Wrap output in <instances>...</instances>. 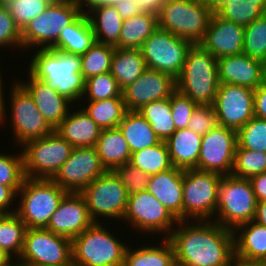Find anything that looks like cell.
Segmentation results:
<instances>
[{"label": "cell", "mask_w": 266, "mask_h": 266, "mask_svg": "<svg viewBox=\"0 0 266 266\" xmlns=\"http://www.w3.org/2000/svg\"><path fill=\"white\" fill-rule=\"evenodd\" d=\"M113 171L125 186L128 195L148 189L150 175L139 170L129 162L122 164Z\"/></svg>", "instance_id": "7dc6e473"}, {"label": "cell", "mask_w": 266, "mask_h": 266, "mask_svg": "<svg viewBox=\"0 0 266 266\" xmlns=\"http://www.w3.org/2000/svg\"><path fill=\"white\" fill-rule=\"evenodd\" d=\"M27 226L14 213L0 214V248L11 258L21 256Z\"/></svg>", "instance_id": "74e56055"}, {"label": "cell", "mask_w": 266, "mask_h": 266, "mask_svg": "<svg viewBox=\"0 0 266 266\" xmlns=\"http://www.w3.org/2000/svg\"><path fill=\"white\" fill-rule=\"evenodd\" d=\"M105 171L96 147H74L52 180L67 192L81 193Z\"/></svg>", "instance_id": "2e32d148"}, {"label": "cell", "mask_w": 266, "mask_h": 266, "mask_svg": "<svg viewBox=\"0 0 266 266\" xmlns=\"http://www.w3.org/2000/svg\"><path fill=\"white\" fill-rule=\"evenodd\" d=\"M217 124L238 131L254 115V90L245 86L219 84L214 102Z\"/></svg>", "instance_id": "ac0fdd59"}, {"label": "cell", "mask_w": 266, "mask_h": 266, "mask_svg": "<svg viewBox=\"0 0 266 266\" xmlns=\"http://www.w3.org/2000/svg\"><path fill=\"white\" fill-rule=\"evenodd\" d=\"M95 147L106 171H113L130 161L132 152L119 128L101 130Z\"/></svg>", "instance_id": "83f0119b"}, {"label": "cell", "mask_w": 266, "mask_h": 266, "mask_svg": "<svg viewBox=\"0 0 266 266\" xmlns=\"http://www.w3.org/2000/svg\"><path fill=\"white\" fill-rule=\"evenodd\" d=\"M146 69L140 49L115 48L110 73L121 90L132 84Z\"/></svg>", "instance_id": "d6a6232c"}, {"label": "cell", "mask_w": 266, "mask_h": 266, "mask_svg": "<svg viewBox=\"0 0 266 266\" xmlns=\"http://www.w3.org/2000/svg\"><path fill=\"white\" fill-rule=\"evenodd\" d=\"M233 236L235 259L266 262V226L252 220L236 227Z\"/></svg>", "instance_id": "484cf974"}, {"label": "cell", "mask_w": 266, "mask_h": 266, "mask_svg": "<svg viewBox=\"0 0 266 266\" xmlns=\"http://www.w3.org/2000/svg\"><path fill=\"white\" fill-rule=\"evenodd\" d=\"M10 46L23 49L21 30L16 25L7 6L0 3V48Z\"/></svg>", "instance_id": "c3c4849f"}, {"label": "cell", "mask_w": 266, "mask_h": 266, "mask_svg": "<svg viewBox=\"0 0 266 266\" xmlns=\"http://www.w3.org/2000/svg\"><path fill=\"white\" fill-rule=\"evenodd\" d=\"M266 172V152L241 149L236 147L231 175L250 179Z\"/></svg>", "instance_id": "60d3db41"}, {"label": "cell", "mask_w": 266, "mask_h": 266, "mask_svg": "<svg viewBox=\"0 0 266 266\" xmlns=\"http://www.w3.org/2000/svg\"><path fill=\"white\" fill-rule=\"evenodd\" d=\"M81 194L85 198L90 217L94 222H102L104 218L105 221L106 218L122 221L127 209L128 194L114 171H105Z\"/></svg>", "instance_id": "7c38bea8"}, {"label": "cell", "mask_w": 266, "mask_h": 266, "mask_svg": "<svg viewBox=\"0 0 266 266\" xmlns=\"http://www.w3.org/2000/svg\"><path fill=\"white\" fill-rule=\"evenodd\" d=\"M16 198L17 193L10 186L0 184V214L14 213L16 211V205L15 207L13 205L16 203L13 201Z\"/></svg>", "instance_id": "816d5d0a"}, {"label": "cell", "mask_w": 266, "mask_h": 266, "mask_svg": "<svg viewBox=\"0 0 266 266\" xmlns=\"http://www.w3.org/2000/svg\"><path fill=\"white\" fill-rule=\"evenodd\" d=\"M143 11L158 14L160 7L166 0H136Z\"/></svg>", "instance_id": "9f6ffc18"}, {"label": "cell", "mask_w": 266, "mask_h": 266, "mask_svg": "<svg viewBox=\"0 0 266 266\" xmlns=\"http://www.w3.org/2000/svg\"><path fill=\"white\" fill-rule=\"evenodd\" d=\"M120 0H81L82 7L114 6Z\"/></svg>", "instance_id": "91938a15"}, {"label": "cell", "mask_w": 266, "mask_h": 266, "mask_svg": "<svg viewBox=\"0 0 266 266\" xmlns=\"http://www.w3.org/2000/svg\"><path fill=\"white\" fill-rule=\"evenodd\" d=\"M19 258L25 266H73L72 240L46 228H27Z\"/></svg>", "instance_id": "4fadbf2b"}, {"label": "cell", "mask_w": 266, "mask_h": 266, "mask_svg": "<svg viewBox=\"0 0 266 266\" xmlns=\"http://www.w3.org/2000/svg\"><path fill=\"white\" fill-rule=\"evenodd\" d=\"M85 107L81 106L83 111L101 128H118L128 111L123 98H109L87 102Z\"/></svg>", "instance_id": "e575fe53"}, {"label": "cell", "mask_w": 266, "mask_h": 266, "mask_svg": "<svg viewBox=\"0 0 266 266\" xmlns=\"http://www.w3.org/2000/svg\"><path fill=\"white\" fill-rule=\"evenodd\" d=\"M93 223L84 196L68 192L52 214L46 229L73 240Z\"/></svg>", "instance_id": "ffe728a7"}, {"label": "cell", "mask_w": 266, "mask_h": 266, "mask_svg": "<svg viewBox=\"0 0 266 266\" xmlns=\"http://www.w3.org/2000/svg\"><path fill=\"white\" fill-rule=\"evenodd\" d=\"M168 237L176 266H233V231L213 220L179 221Z\"/></svg>", "instance_id": "6da1fadb"}, {"label": "cell", "mask_w": 266, "mask_h": 266, "mask_svg": "<svg viewBox=\"0 0 266 266\" xmlns=\"http://www.w3.org/2000/svg\"><path fill=\"white\" fill-rule=\"evenodd\" d=\"M2 79H4L3 78V76H2V74H1V72H0V123H2V125L4 124L5 125V120H7L6 118V116H7V111H6V108L5 107H7L6 105H5V93L6 92H4V86H3V84L4 83H2L3 82V80ZM4 93V94H3Z\"/></svg>", "instance_id": "680465c9"}, {"label": "cell", "mask_w": 266, "mask_h": 266, "mask_svg": "<svg viewBox=\"0 0 266 266\" xmlns=\"http://www.w3.org/2000/svg\"><path fill=\"white\" fill-rule=\"evenodd\" d=\"M183 172L173 166L150 175L147 189L179 221H183Z\"/></svg>", "instance_id": "cb8c5ba5"}, {"label": "cell", "mask_w": 266, "mask_h": 266, "mask_svg": "<svg viewBox=\"0 0 266 266\" xmlns=\"http://www.w3.org/2000/svg\"><path fill=\"white\" fill-rule=\"evenodd\" d=\"M114 51V46L96 41L87 52L80 55L83 78L87 80L89 77L110 72Z\"/></svg>", "instance_id": "ab89813d"}, {"label": "cell", "mask_w": 266, "mask_h": 266, "mask_svg": "<svg viewBox=\"0 0 266 266\" xmlns=\"http://www.w3.org/2000/svg\"><path fill=\"white\" fill-rule=\"evenodd\" d=\"M0 153V184L10 186L16 193L26 178L22 151L18 154Z\"/></svg>", "instance_id": "f6af8a7d"}, {"label": "cell", "mask_w": 266, "mask_h": 266, "mask_svg": "<svg viewBox=\"0 0 266 266\" xmlns=\"http://www.w3.org/2000/svg\"><path fill=\"white\" fill-rule=\"evenodd\" d=\"M82 13L80 2L53 0L43 13L21 31L23 51L30 48L35 51L37 47L50 49L58 41L63 28L72 24Z\"/></svg>", "instance_id": "8992f818"}, {"label": "cell", "mask_w": 266, "mask_h": 266, "mask_svg": "<svg viewBox=\"0 0 266 266\" xmlns=\"http://www.w3.org/2000/svg\"><path fill=\"white\" fill-rule=\"evenodd\" d=\"M26 79L28 81L25 80L24 82L20 78L18 82L30 94L47 123L55 129L64 120L71 109L70 107L74 104L56 90L48 87L44 81L32 78L29 74Z\"/></svg>", "instance_id": "603a6c76"}, {"label": "cell", "mask_w": 266, "mask_h": 266, "mask_svg": "<svg viewBox=\"0 0 266 266\" xmlns=\"http://www.w3.org/2000/svg\"><path fill=\"white\" fill-rule=\"evenodd\" d=\"M206 4L213 12H215L220 6H222L227 0H201Z\"/></svg>", "instance_id": "6125c7cd"}, {"label": "cell", "mask_w": 266, "mask_h": 266, "mask_svg": "<svg viewBox=\"0 0 266 266\" xmlns=\"http://www.w3.org/2000/svg\"><path fill=\"white\" fill-rule=\"evenodd\" d=\"M73 109L54 130L73 147H95L101 128L82 108Z\"/></svg>", "instance_id": "d4e9b609"}, {"label": "cell", "mask_w": 266, "mask_h": 266, "mask_svg": "<svg viewBox=\"0 0 266 266\" xmlns=\"http://www.w3.org/2000/svg\"><path fill=\"white\" fill-rule=\"evenodd\" d=\"M254 115L266 120V81L254 90Z\"/></svg>", "instance_id": "db71d44e"}, {"label": "cell", "mask_w": 266, "mask_h": 266, "mask_svg": "<svg viewBox=\"0 0 266 266\" xmlns=\"http://www.w3.org/2000/svg\"><path fill=\"white\" fill-rule=\"evenodd\" d=\"M157 28V14L143 11L129 19L123 20L118 43L114 47L139 49Z\"/></svg>", "instance_id": "4dcf8cb0"}, {"label": "cell", "mask_w": 266, "mask_h": 266, "mask_svg": "<svg viewBox=\"0 0 266 266\" xmlns=\"http://www.w3.org/2000/svg\"><path fill=\"white\" fill-rule=\"evenodd\" d=\"M123 20L129 19L143 12L141 6L136 0H120L114 5Z\"/></svg>", "instance_id": "f5cc1de1"}, {"label": "cell", "mask_w": 266, "mask_h": 266, "mask_svg": "<svg viewBox=\"0 0 266 266\" xmlns=\"http://www.w3.org/2000/svg\"><path fill=\"white\" fill-rule=\"evenodd\" d=\"M159 244V245H158ZM142 246V247H141ZM136 249L127 247L124 266H175L174 248L168 238H163L162 243L145 245L141 244Z\"/></svg>", "instance_id": "1f68e13d"}, {"label": "cell", "mask_w": 266, "mask_h": 266, "mask_svg": "<svg viewBox=\"0 0 266 266\" xmlns=\"http://www.w3.org/2000/svg\"><path fill=\"white\" fill-rule=\"evenodd\" d=\"M175 90L176 80L171 75L147 68L122 90V97L128 111H138L152 101L170 98Z\"/></svg>", "instance_id": "d6986e66"}, {"label": "cell", "mask_w": 266, "mask_h": 266, "mask_svg": "<svg viewBox=\"0 0 266 266\" xmlns=\"http://www.w3.org/2000/svg\"><path fill=\"white\" fill-rule=\"evenodd\" d=\"M243 53L266 62V14L244 27Z\"/></svg>", "instance_id": "7bdbcfd3"}, {"label": "cell", "mask_w": 266, "mask_h": 266, "mask_svg": "<svg viewBox=\"0 0 266 266\" xmlns=\"http://www.w3.org/2000/svg\"><path fill=\"white\" fill-rule=\"evenodd\" d=\"M8 0H0V3H6Z\"/></svg>", "instance_id": "03108f58"}, {"label": "cell", "mask_w": 266, "mask_h": 266, "mask_svg": "<svg viewBox=\"0 0 266 266\" xmlns=\"http://www.w3.org/2000/svg\"><path fill=\"white\" fill-rule=\"evenodd\" d=\"M118 128L127 140L132 153L161 142L151 124L138 111H127Z\"/></svg>", "instance_id": "836d02e7"}, {"label": "cell", "mask_w": 266, "mask_h": 266, "mask_svg": "<svg viewBox=\"0 0 266 266\" xmlns=\"http://www.w3.org/2000/svg\"><path fill=\"white\" fill-rule=\"evenodd\" d=\"M129 163L148 175L158 174L173 167L165 141L133 152Z\"/></svg>", "instance_id": "f35d334b"}, {"label": "cell", "mask_w": 266, "mask_h": 266, "mask_svg": "<svg viewBox=\"0 0 266 266\" xmlns=\"http://www.w3.org/2000/svg\"><path fill=\"white\" fill-rule=\"evenodd\" d=\"M11 258L2 248H0V264Z\"/></svg>", "instance_id": "e7e4bbea"}, {"label": "cell", "mask_w": 266, "mask_h": 266, "mask_svg": "<svg viewBox=\"0 0 266 266\" xmlns=\"http://www.w3.org/2000/svg\"><path fill=\"white\" fill-rule=\"evenodd\" d=\"M53 0H8L4 3L16 25L22 31L27 24L39 16Z\"/></svg>", "instance_id": "bcb514c9"}, {"label": "cell", "mask_w": 266, "mask_h": 266, "mask_svg": "<svg viewBox=\"0 0 266 266\" xmlns=\"http://www.w3.org/2000/svg\"><path fill=\"white\" fill-rule=\"evenodd\" d=\"M27 71L32 78L44 81L72 103L80 104L85 88L80 55L51 48L38 49L30 57Z\"/></svg>", "instance_id": "7a4b0ae2"}, {"label": "cell", "mask_w": 266, "mask_h": 266, "mask_svg": "<svg viewBox=\"0 0 266 266\" xmlns=\"http://www.w3.org/2000/svg\"><path fill=\"white\" fill-rule=\"evenodd\" d=\"M122 221L146 235L168 238L179 220L148 190L128 195L127 209ZM159 233V234H158Z\"/></svg>", "instance_id": "8fae6325"}, {"label": "cell", "mask_w": 266, "mask_h": 266, "mask_svg": "<svg viewBox=\"0 0 266 266\" xmlns=\"http://www.w3.org/2000/svg\"><path fill=\"white\" fill-rule=\"evenodd\" d=\"M0 266H25V264L20 258H9L6 262L0 264Z\"/></svg>", "instance_id": "be15d7a7"}, {"label": "cell", "mask_w": 266, "mask_h": 266, "mask_svg": "<svg viewBox=\"0 0 266 266\" xmlns=\"http://www.w3.org/2000/svg\"><path fill=\"white\" fill-rule=\"evenodd\" d=\"M254 222L266 226V200L257 202Z\"/></svg>", "instance_id": "6f0895ef"}, {"label": "cell", "mask_w": 266, "mask_h": 266, "mask_svg": "<svg viewBox=\"0 0 266 266\" xmlns=\"http://www.w3.org/2000/svg\"><path fill=\"white\" fill-rule=\"evenodd\" d=\"M96 42L93 29L83 12L72 24L63 28L51 49L82 55Z\"/></svg>", "instance_id": "f546056e"}, {"label": "cell", "mask_w": 266, "mask_h": 266, "mask_svg": "<svg viewBox=\"0 0 266 266\" xmlns=\"http://www.w3.org/2000/svg\"><path fill=\"white\" fill-rule=\"evenodd\" d=\"M233 266H266V262L243 261V260L235 259Z\"/></svg>", "instance_id": "94428289"}, {"label": "cell", "mask_w": 266, "mask_h": 266, "mask_svg": "<svg viewBox=\"0 0 266 266\" xmlns=\"http://www.w3.org/2000/svg\"><path fill=\"white\" fill-rule=\"evenodd\" d=\"M213 14L201 0H166L157 14L158 28L199 44Z\"/></svg>", "instance_id": "52a82bcc"}, {"label": "cell", "mask_w": 266, "mask_h": 266, "mask_svg": "<svg viewBox=\"0 0 266 266\" xmlns=\"http://www.w3.org/2000/svg\"><path fill=\"white\" fill-rule=\"evenodd\" d=\"M219 84L257 89L266 81L265 63L241 53L217 59Z\"/></svg>", "instance_id": "44dd1931"}, {"label": "cell", "mask_w": 266, "mask_h": 266, "mask_svg": "<svg viewBox=\"0 0 266 266\" xmlns=\"http://www.w3.org/2000/svg\"><path fill=\"white\" fill-rule=\"evenodd\" d=\"M237 142V131L221 125L202 136L197 170L231 175Z\"/></svg>", "instance_id": "e0dca14e"}, {"label": "cell", "mask_w": 266, "mask_h": 266, "mask_svg": "<svg viewBox=\"0 0 266 266\" xmlns=\"http://www.w3.org/2000/svg\"><path fill=\"white\" fill-rule=\"evenodd\" d=\"M223 175L187 169L183 172V221L212 220L218 203V188Z\"/></svg>", "instance_id": "9c48e42d"}, {"label": "cell", "mask_w": 266, "mask_h": 266, "mask_svg": "<svg viewBox=\"0 0 266 266\" xmlns=\"http://www.w3.org/2000/svg\"><path fill=\"white\" fill-rule=\"evenodd\" d=\"M218 86L217 58L200 44H192L176 79V89L197 105L212 106Z\"/></svg>", "instance_id": "3957f363"}, {"label": "cell", "mask_w": 266, "mask_h": 266, "mask_svg": "<svg viewBox=\"0 0 266 266\" xmlns=\"http://www.w3.org/2000/svg\"><path fill=\"white\" fill-rule=\"evenodd\" d=\"M217 125V118L213 107L197 105L189 120L188 128L196 134L204 136Z\"/></svg>", "instance_id": "f907efd6"}, {"label": "cell", "mask_w": 266, "mask_h": 266, "mask_svg": "<svg viewBox=\"0 0 266 266\" xmlns=\"http://www.w3.org/2000/svg\"><path fill=\"white\" fill-rule=\"evenodd\" d=\"M217 59L243 53L244 26L213 14L204 38L199 43Z\"/></svg>", "instance_id": "7402d4cb"}, {"label": "cell", "mask_w": 266, "mask_h": 266, "mask_svg": "<svg viewBox=\"0 0 266 266\" xmlns=\"http://www.w3.org/2000/svg\"><path fill=\"white\" fill-rule=\"evenodd\" d=\"M67 193L52 179L26 177L17 192L20 201L15 213L27 228H46Z\"/></svg>", "instance_id": "5b68a950"}, {"label": "cell", "mask_w": 266, "mask_h": 266, "mask_svg": "<svg viewBox=\"0 0 266 266\" xmlns=\"http://www.w3.org/2000/svg\"><path fill=\"white\" fill-rule=\"evenodd\" d=\"M191 46L190 41L157 28L139 49L147 68L169 74L176 80L182 72Z\"/></svg>", "instance_id": "5bb4252c"}, {"label": "cell", "mask_w": 266, "mask_h": 266, "mask_svg": "<svg viewBox=\"0 0 266 266\" xmlns=\"http://www.w3.org/2000/svg\"><path fill=\"white\" fill-rule=\"evenodd\" d=\"M170 105L176 130L188 128L189 120L197 104L176 89L170 97Z\"/></svg>", "instance_id": "681fc988"}, {"label": "cell", "mask_w": 266, "mask_h": 266, "mask_svg": "<svg viewBox=\"0 0 266 266\" xmlns=\"http://www.w3.org/2000/svg\"><path fill=\"white\" fill-rule=\"evenodd\" d=\"M266 12V0H227L214 13L224 20L247 26Z\"/></svg>", "instance_id": "d590c367"}, {"label": "cell", "mask_w": 266, "mask_h": 266, "mask_svg": "<svg viewBox=\"0 0 266 266\" xmlns=\"http://www.w3.org/2000/svg\"><path fill=\"white\" fill-rule=\"evenodd\" d=\"M253 192L257 202L266 200V172L261 173L255 176H252L250 179Z\"/></svg>", "instance_id": "11a10c76"}, {"label": "cell", "mask_w": 266, "mask_h": 266, "mask_svg": "<svg viewBox=\"0 0 266 266\" xmlns=\"http://www.w3.org/2000/svg\"><path fill=\"white\" fill-rule=\"evenodd\" d=\"M138 113L151 124V128L161 141H166L176 131L170 98L152 101L142 106Z\"/></svg>", "instance_id": "8d00e7d4"}, {"label": "cell", "mask_w": 266, "mask_h": 266, "mask_svg": "<svg viewBox=\"0 0 266 266\" xmlns=\"http://www.w3.org/2000/svg\"><path fill=\"white\" fill-rule=\"evenodd\" d=\"M165 142L174 167L182 170L197 169L202 136L184 128L176 130Z\"/></svg>", "instance_id": "4316f807"}, {"label": "cell", "mask_w": 266, "mask_h": 266, "mask_svg": "<svg viewBox=\"0 0 266 266\" xmlns=\"http://www.w3.org/2000/svg\"><path fill=\"white\" fill-rule=\"evenodd\" d=\"M256 204L249 179L224 175L219 183L217 209L212 220L233 231L254 219Z\"/></svg>", "instance_id": "ba28073f"}, {"label": "cell", "mask_w": 266, "mask_h": 266, "mask_svg": "<svg viewBox=\"0 0 266 266\" xmlns=\"http://www.w3.org/2000/svg\"><path fill=\"white\" fill-rule=\"evenodd\" d=\"M8 104L10 106V121L16 148L26 142L45 137L54 129L47 123L39 112L34 100L27 90L18 82L11 84Z\"/></svg>", "instance_id": "9a60e30c"}, {"label": "cell", "mask_w": 266, "mask_h": 266, "mask_svg": "<svg viewBox=\"0 0 266 266\" xmlns=\"http://www.w3.org/2000/svg\"><path fill=\"white\" fill-rule=\"evenodd\" d=\"M82 8L93 29L96 41L115 46L118 43L123 23L116 8L114 6Z\"/></svg>", "instance_id": "f1b7e54d"}, {"label": "cell", "mask_w": 266, "mask_h": 266, "mask_svg": "<svg viewBox=\"0 0 266 266\" xmlns=\"http://www.w3.org/2000/svg\"><path fill=\"white\" fill-rule=\"evenodd\" d=\"M82 98L88 102L105 100L109 98H123L117 80L110 72L95 75L85 80Z\"/></svg>", "instance_id": "b9f144b4"}, {"label": "cell", "mask_w": 266, "mask_h": 266, "mask_svg": "<svg viewBox=\"0 0 266 266\" xmlns=\"http://www.w3.org/2000/svg\"><path fill=\"white\" fill-rule=\"evenodd\" d=\"M237 142L241 149L266 152V120L250 119L237 131Z\"/></svg>", "instance_id": "ee69618b"}, {"label": "cell", "mask_w": 266, "mask_h": 266, "mask_svg": "<svg viewBox=\"0 0 266 266\" xmlns=\"http://www.w3.org/2000/svg\"><path fill=\"white\" fill-rule=\"evenodd\" d=\"M21 147L25 176L32 179H52L74 148L55 130Z\"/></svg>", "instance_id": "30bf717a"}, {"label": "cell", "mask_w": 266, "mask_h": 266, "mask_svg": "<svg viewBox=\"0 0 266 266\" xmlns=\"http://www.w3.org/2000/svg\"><path fill=\"white\" fill-rule=\"evenodd\" d=\"M103 224L94 222L72 240L73 266H124L127 243Z\"/></svg>", "instance_id": "277c9868"}]
</instances>
